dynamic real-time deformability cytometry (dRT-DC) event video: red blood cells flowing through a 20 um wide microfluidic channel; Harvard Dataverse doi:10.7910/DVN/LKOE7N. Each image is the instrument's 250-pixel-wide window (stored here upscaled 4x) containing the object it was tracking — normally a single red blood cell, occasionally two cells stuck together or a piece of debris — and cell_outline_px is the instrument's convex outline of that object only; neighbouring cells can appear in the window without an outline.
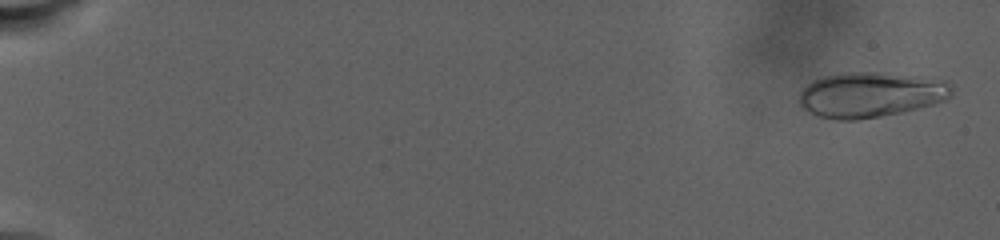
{"species": "human", "species_latin": "Homo sapiens", "temperature_condition": "warm", "stored_images_in_passage": 71, "camera_frame_rate_fps": 3000, "um_per_image_px": 0.085, "donor": {"sex": "male"}, "frame": {"image": 1, "passage_image": 3, "time_ms": 1.0, "image_size_px": [1000, 240], "cell_outline_px": [[952, 96], [944, 100], [932, 104], [900, 112], [880, 116], [856, 120], [836, 120], [816, 116], [800, 108], [800, 92], [808, 84], [824, 76], [848, 72], [880, 72], [948, 80], [952, 84]], "centroid_in_image_um": [74.0, 8.05], "position_along_channel_um": 11.0, "area_um2": 40.23}}
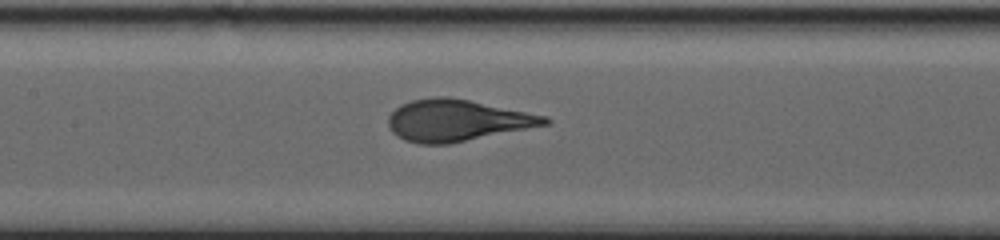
{"frame": {"image": 2, "passage_image": 33, "time_ms": 17.0, "image_size_px": [1000, 240], "cell_outline_px": [[552, 120], [548, 124], [448, 144], [420, 144], [404, 140], [392, 132], [388, 124], [388, 116], [400, 104], [412, 100], [436, 96], [448, 96], [548, 116]], "centroid_in_image_um": [38.82, 10.23], "position_along_channel_um": 168.6, "area_um2": 37.69}}
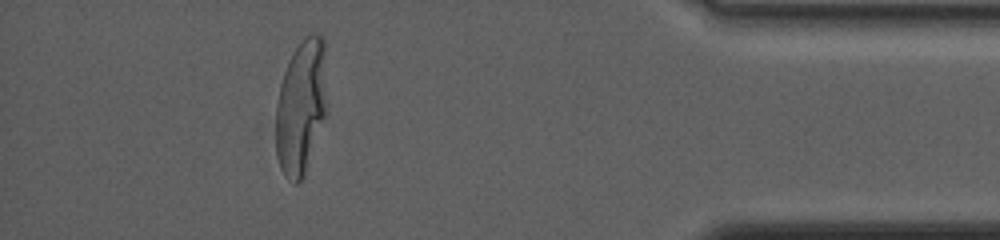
{"frame": {"image": 3, "passage_image": 59, "time_ms": 29.333, "image_size_px": [1000, 240], "cell_outline_px": [[328, 112], [304, 172], [300, 180], [296, 184], [288, 180], [284, 176], [280, 168], [276, 152], [276, 104], [280, 84], [288, 60], [292, 52], [304, 36], [312, 32], [316, 32], [324, 40]], "centroid_in_image_um": [25.6, 9.03], "position_along_channel_um": 409.6, "area_um2": 40.75}}